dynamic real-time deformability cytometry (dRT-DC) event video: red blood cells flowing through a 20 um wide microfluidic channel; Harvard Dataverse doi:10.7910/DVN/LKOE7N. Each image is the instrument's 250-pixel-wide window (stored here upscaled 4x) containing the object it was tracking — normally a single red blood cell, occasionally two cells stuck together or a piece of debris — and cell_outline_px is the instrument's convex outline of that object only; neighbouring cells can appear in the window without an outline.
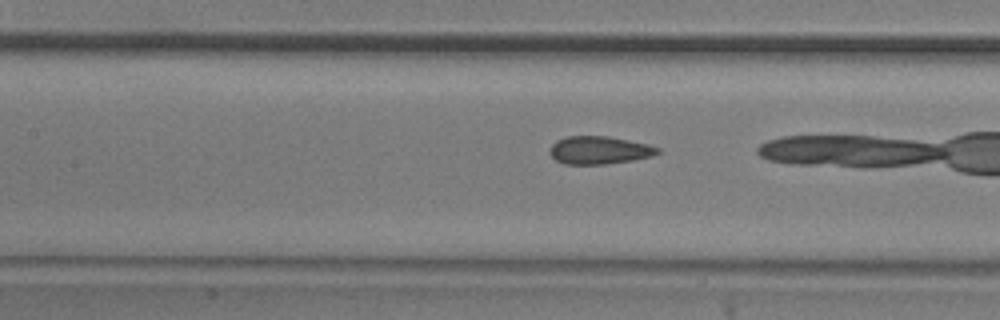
{"species": "common noctule bat (a hibernating species)", "species_latin": "Nyctalus noctula", "temperature_condition": "room temperature", "stored_images_in_passage": 37, "camera_frame_rate_fps": 3000, "um_per_image_px": 0.085, "animal": {"sex": "male", "body_mass_g": 20.5, "forearm_length_mm": 52.5}, "frame": {"image": 1, "passage_image": 20, "time_ms": 6.333, "image_size_px": [1000, 320], "cell_outline_px": [[660, 152], [652, 156], [632, 160], [604, 164], [564, 164], [556, 160], [548, 152], [552, 144], [556, 140], [568, 136], [608, 136], [648, 144], [660, 148]], "centroid_in_image_um": [50.92, 12.76], "position_along_channel_um": 156.5, "area_um2": 17.51}}
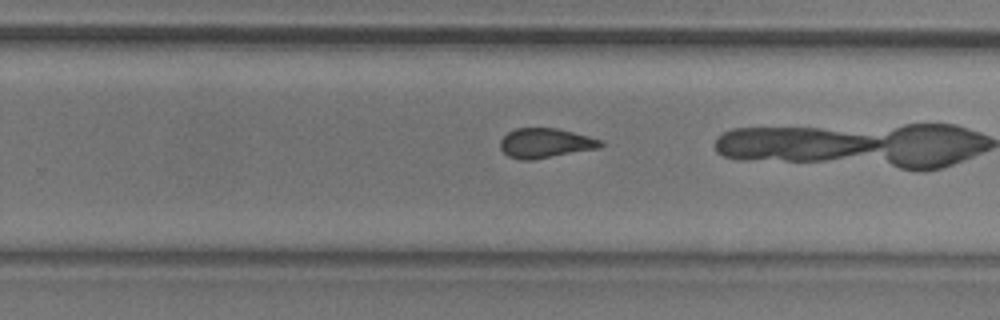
{"frame": {"image": 2, "passage_image": 30, "time_ms": 9.667, "image_size_px": [1000, 320], "cell_outline_px": [[604, 144], [600, 148], [532, 160], [520, 160], [508, 156], [500, 148], [500, 140], [508, 132], [516, 128], [556, 128], [604, 140]], "centroid_in_image_um": [46.37, 12.17], "position_along_channel_um": 283.4, "area_um2": 17.4}}
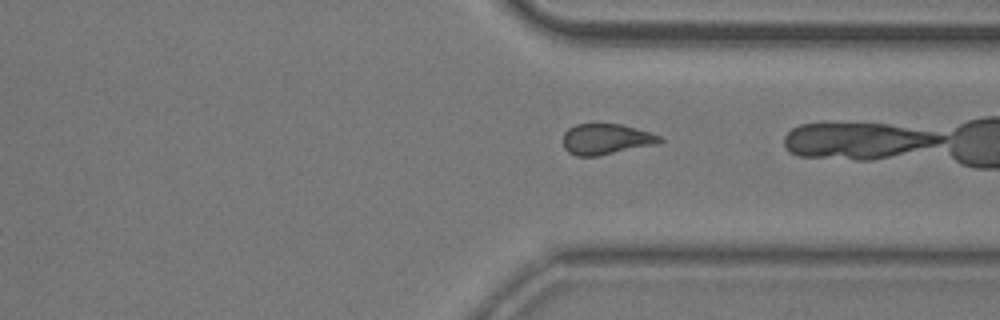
{"frame": {"image": 3, "passage_image": 36, "time_ms": 11.667, "image_size_px": [1000, 320], "cell_outline_px": [[664, 140], [660, 144], [596, 156], [576, 156], [568, 152], [564, 148], [564, 132], [568, 128], [576, 124], [620, 124], [648, 132], [660, 136]], "centroid_in_image_um": [51.52, 11.84], "position_along_channel_um": 359.9, "area_um2": 17.28}}